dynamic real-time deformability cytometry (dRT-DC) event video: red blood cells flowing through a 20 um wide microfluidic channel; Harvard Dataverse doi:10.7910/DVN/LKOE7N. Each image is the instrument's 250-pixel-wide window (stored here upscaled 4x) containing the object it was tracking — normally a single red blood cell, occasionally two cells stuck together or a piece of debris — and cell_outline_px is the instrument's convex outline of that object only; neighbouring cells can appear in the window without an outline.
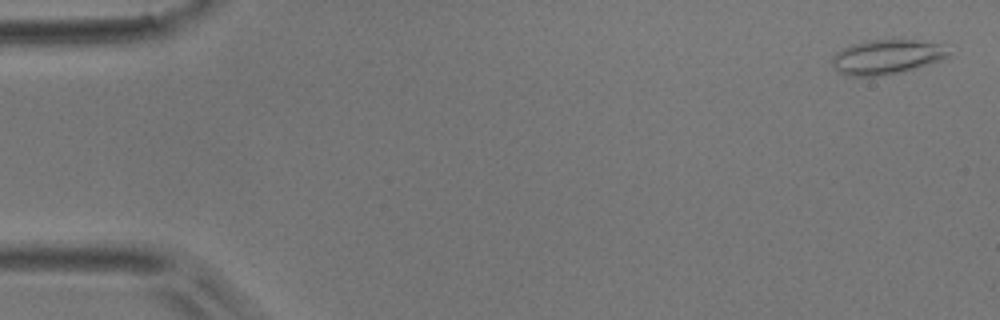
{"species": "common noctule bat (a hibernating species)", "species_latin": "Nyctalus noctula", "temperature_condition": "room temperature", "stored_images_in_passage": 46, "camera_frame_rate_fps": 3000, "um_per_image_px": 0.085, "animal": {"sex": "male", "body_mass_g": 17.9}, "frame": {"image": 1, "passage_image": 2, "time_ms": 0.333, "image_size_px": [1000, 320], "cell_outline_px": [[948, 56], [940, 60], [900, 72], [880, 76], [852, 76], [840, 72], [832, 64], [832, 56], [836, 52], [852, 44], [868, 40], [916, 40], [940, 44], [948, 52]], "centroid_in_image_um": [75.32, 4.83], "position_along_channel_um": 9.7, "area_um2": 22.95}}
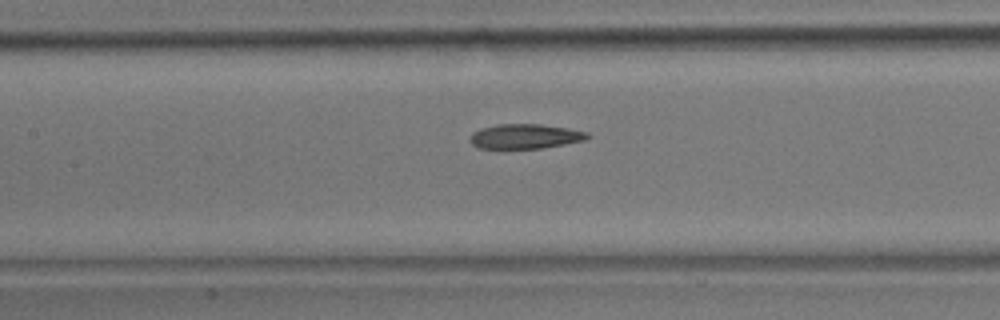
{"frame": {"image": 2, "passage_image": 24, "time_ms": 7.667, "image_size_px": [1000, 320], "cell_outline_px": [[592, 136], [584, 140], [544, 148], [504, 152], [480, 148], [472, 144], [468, 140], [472, 132], [480, 128], [496, 124], [540, 124], [568, 128], [588, 132]], "centroid_in_image_um": [44.55, 11.64], "position_along_channel_um": 162.8, "area_um2": 17.92}}
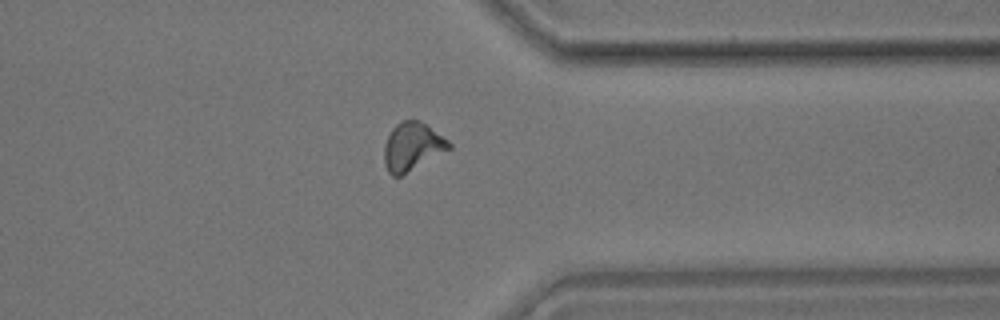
{"frame": {"image": 3, "passage_image": 41, "time_ms": 13.333, "image_size_px": [1000, 320], "cell_outline_px": [[452, 148], [400, 176], [392, 176], [388, 172], [384, 164], [384, 144], [392, 128], [400, 120], [420, 120], [448, 140], [452, 144]], "centroid_in_image_um": [35.03, 12.45], "position_along_channel_um": 376.4, "area_um2": 18.15}, "authors_computed_cell_mechanics": {"area_um2": 17.918, "velocity_mm_per_s": 3.8546, "shape_relaxation_time_tau1_ms": null, "shape_relaxation_time_tau2_ms": 3.0795, "deformation_change_tau1": null, "deformation_change_tau2": 0.1191}}